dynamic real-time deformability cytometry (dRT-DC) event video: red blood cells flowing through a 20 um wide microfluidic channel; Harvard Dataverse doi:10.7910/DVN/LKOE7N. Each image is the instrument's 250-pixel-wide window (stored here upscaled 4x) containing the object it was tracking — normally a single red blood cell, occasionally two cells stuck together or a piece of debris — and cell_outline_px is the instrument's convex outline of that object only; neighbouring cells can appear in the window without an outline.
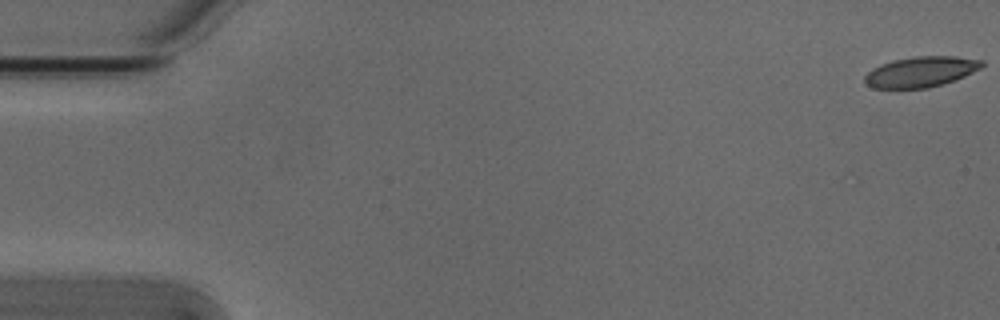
{"species": "Egyptian fruit bat (a non-hibernating species)", "species_latin": "Rousettus aegyptiacus", "temperature_condition": "cold", "stored_images_in_passage": 54, "camera_frame_rate_fps": 3000, "um_per_image_px": 0.085, "animal": {"sex": "male"}, "frame": {"image": 1, "passage_image": 1, "time_ms": 0.0, "image_size_px": [1000, 320], "cell_outline_px": [[984, 64], [980, 68], [964, 76], [928, 88], [872, 88], [864, 84], [864, 76], [872, 68], [880, 64], [892, 60], [916, 56], [956, 56], [984, 60]], "centroid_in_image_um": [78.23, 6.09], "position_along_channel_um": 6.8, "area_um2": 20.81}}
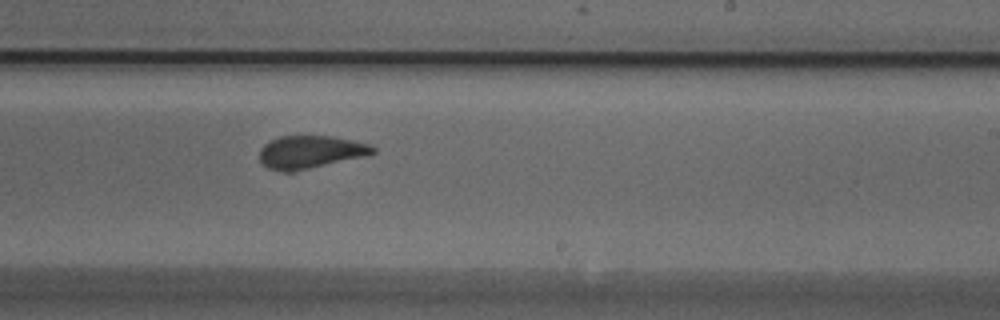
{"frame": {"image": 2, "passage_image": 33, "time_ms": 10.667, "image_size_px": [1000, 320], "cell_outline_px": [[376, 152], [368, 156], [292, 172], [284, 172], [268, 168], [260, 164], [260, 148], [264, 144], [280, 136], [332, 136], [352, 140], [368, 144], [376, 148]], "centroid_in_image_um": [26.39, 12.93], "position_along_channel_um": 262.6, "area_um2": 21.85}}
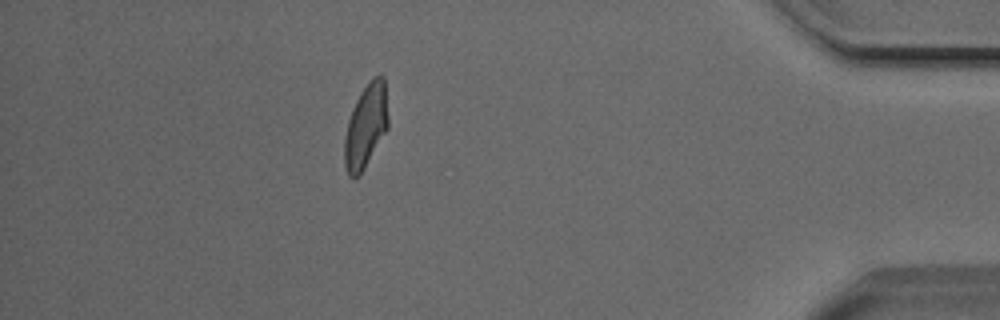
{"frame": {"image": 3, "passage_image": 48, "time_ms": 15.667, "image_size_px": [1000, 320], "cell_outline_px": [[388, 128], [360, 176], [348, 176], [344, 164], [344, 136], [348, 120], [352, 108], [360, 92], [368, 80], [372, 76], [384, 76], [388, 116]], "centroid_in_image_um": [31.09, 10.7], "position_along_channel_um": 404.1, "area_um2": 21.56}}